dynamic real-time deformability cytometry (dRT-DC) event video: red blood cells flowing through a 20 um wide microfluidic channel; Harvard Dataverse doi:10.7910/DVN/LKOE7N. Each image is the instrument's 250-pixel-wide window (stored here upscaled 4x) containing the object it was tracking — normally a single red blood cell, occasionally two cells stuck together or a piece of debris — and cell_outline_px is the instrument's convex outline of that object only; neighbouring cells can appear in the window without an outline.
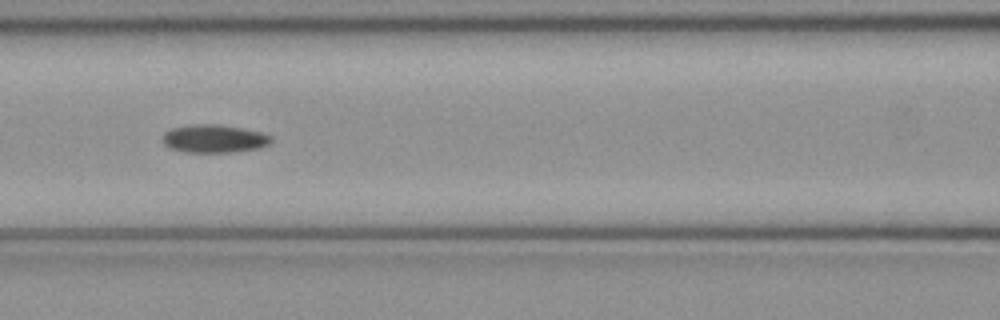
{"species": "common noctule bat (a hibernating species)", "species_latin": "Nyctalus noctula", "temperature_condition": "cold", "stored_images_in_passage": 14, "camera_frame_rate_fps": 3000, "um_per_image_px": 0.085, "animal": {"sex": "female", "body_mass_g": 21.9}, "frame": {"image": 1, "passage_image": 12, "time_ms": 3.667, "image_size_px": [1000, 320], "cell_outline_px": [[272, 140], [268, 144], [260, 148], [236, 152], [184, 152], [168, 148], [164, 144], [164, 132], [172, 128], [192, 124], [216, 124], [240, 128], [260, 132], [272, 136]], "centroid_in_image_um": [18.19, 11.79], "position_along_channel_um": 148.4, "area_um2": 17.74}}